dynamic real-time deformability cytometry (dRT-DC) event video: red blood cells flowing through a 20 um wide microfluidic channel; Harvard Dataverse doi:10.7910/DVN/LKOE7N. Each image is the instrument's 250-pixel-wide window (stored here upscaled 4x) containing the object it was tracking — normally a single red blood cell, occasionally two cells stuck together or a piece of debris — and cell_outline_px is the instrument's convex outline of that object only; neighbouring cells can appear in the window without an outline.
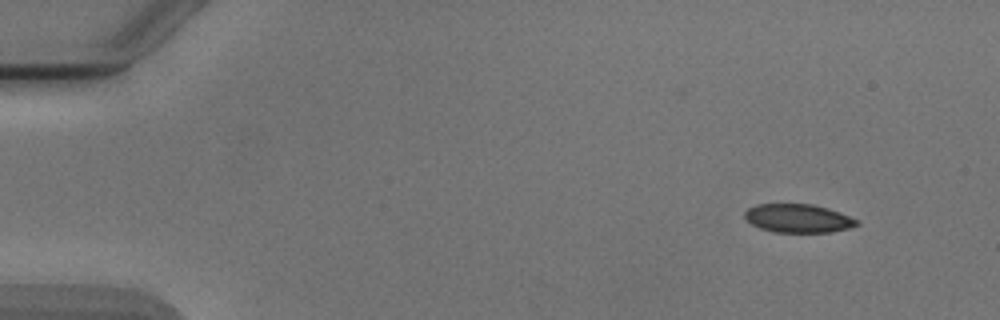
{"species": "Egyptian fruit bat (a non-hibernating species)", "species_latin": "Rousettus aegyptiacus", "temperature_condition": "cold", "stored_images_in_passage": 4, "camera_frame_rate_fps": 3000, "um_per_image_px": 0.085, "animal": {"sex": "male"}, "frame": {"image": 1, "passage_image": 1, "time_ms": 0.0, "image_size_px": [1000, 320], "cell_outline_px": [[860, 224], [848, 228], [832, 232], [776, 232], [760, 228], [752, 224], [744, 216], [744, 212], [748, 208], [756, 204], [812, 204], [828, 208], [860, 220]], "centroid_in_image_um": [67.86, 18.55], "position_along_channel_um": 17.1, "area_um2": 18.61}}
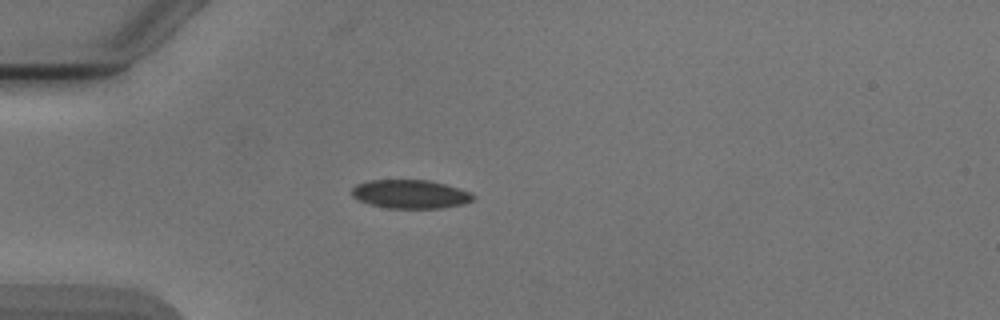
{"frame": {"image": 2, "passage_image": 4, "time_ms": 3.333, "image_size_px": [1000, 320], "cell_outline_px": [[476, 196], [472, 200], [464, 204], [440, 208], [388, 208], [372, 204], [360, 200], [352, 196], [352, 188], [356, 184], [368, 180], [428, 180], [444, 184], [468, 192]], "centroid_in_image_um": [34.86, 16.5], "position_along_channel_um": 50.1, "area_um2": 20.0}}